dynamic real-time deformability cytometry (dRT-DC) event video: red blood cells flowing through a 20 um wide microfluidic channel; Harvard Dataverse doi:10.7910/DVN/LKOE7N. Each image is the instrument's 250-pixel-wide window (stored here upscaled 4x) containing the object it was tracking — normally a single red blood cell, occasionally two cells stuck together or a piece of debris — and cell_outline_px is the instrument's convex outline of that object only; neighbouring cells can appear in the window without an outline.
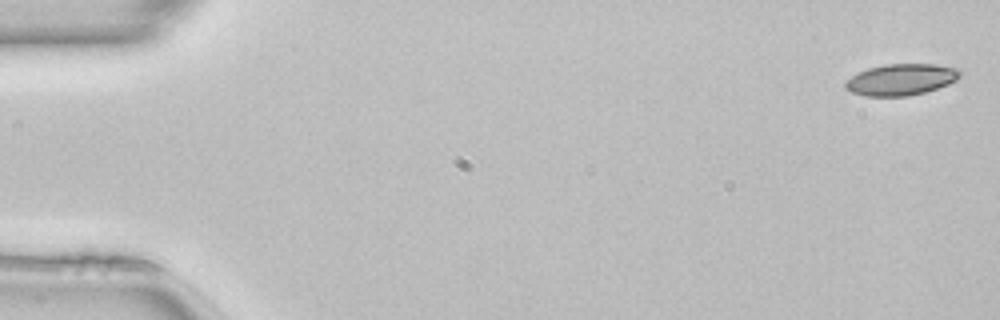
{"species": "common noctule bat (a hibernating species)", "species_latin": "Nyctalus noctula", "temperature_condition": "room temperature", "stored_images_in_passage": 50, "camera_frame_rate_fps": 3000, "um_per_image_px": 0.085, "animal": {"sex": "female", "body_mass_g": 22.7, "forearm_length_mm": 54.2}, "frame": {"image": 1, "passage_image": 1, "time_ms": 0.0, "image_size_px": [1000, 320], "cell_outline_px": [[960, 76], [956, 80], [948, 84], [924, 92], [908, 96], [864, 96], [852, 92], [844, 88], [844, 84], [852, 76], [868, 68], [884, 64], [936, 64], [960, 68]], "centroid_in_image_um": [76.6, 6.76], "position_along_channel_um": 8.4, "area_um2": 20.92}}
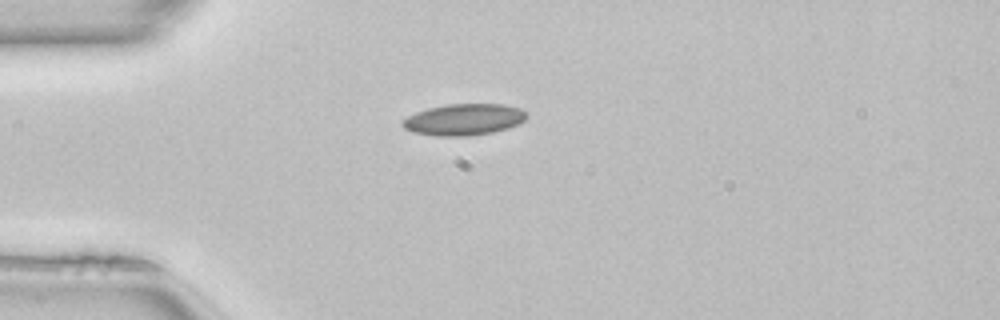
{"frame": {"image": 2, "passage_image": 13, "time_ms": 4.0, "image_size_px": [1000, 320], "cell_outline_px": [[528, 116], [520, 124], [508, 128], [492, 132], [468, 136], [436, 136], [412, 132], [404, 128], [400, 124], [400, 120], [416, 112], [428, 108], [448, 104], [504, 104], [520, 108]], "centroid_in_image_um": [39.41, 10.16], "position_along_channel_um": 45.6, "area_um2": 22.89}}
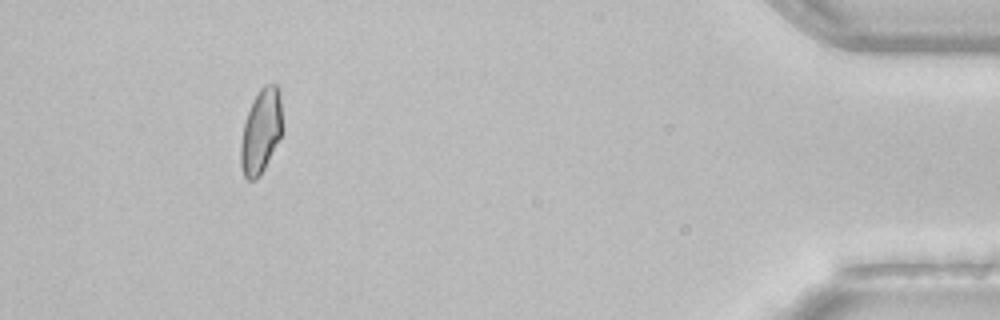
{"frame": {"image": 3, "passage_image": 46, "time_ms": 15.0, "image_size_px": [1000, 320], "cell_outline_px": [[280, 136], [260, 176], [256, 180], [248, 180], [244, 176], [240, 164], [240, 144], [244, 124], [248, 112], [260, 88], [264, 84], [276, 84], [280, 92]], "centroid_in_image_um": [22.14, 11.18], "position_along_channel_um": 413.1, "area_um2": 19.88}, "authors_computed_cell_mechanics": {"area_um2": 20.9236, "velocity_mm_per_s": 4.1018, "shape_relaxation_time_tau1_ms": 4.5828, "shape_relaxation_time_tau2_ms": 7.4061, "deformation_change_tau1": 0.1157, "deformation_change_tau2": 0.1018}}